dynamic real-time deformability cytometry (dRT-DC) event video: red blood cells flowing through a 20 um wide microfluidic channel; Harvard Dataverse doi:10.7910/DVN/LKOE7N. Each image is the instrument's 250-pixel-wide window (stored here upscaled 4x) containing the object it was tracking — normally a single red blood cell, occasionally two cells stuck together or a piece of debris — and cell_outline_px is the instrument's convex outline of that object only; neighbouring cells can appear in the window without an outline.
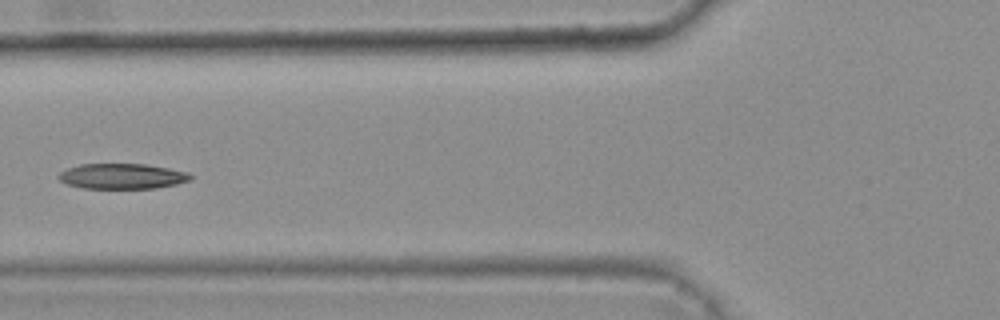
{"species": "common noctule bat (a hibernating species)", "species_latin": "Nyctalus noctula", "temperature_condition": "warm", "stored_images_in_passage": 6, "camera_frame_rate_fps": 3000, "um_per_image_px": 0.085, "animal": {"sex": "female", "body_mass_g": 25.1}, "frame": {"image": 1, "passage_image": 6, "time_ms": 1.667, "image_size_px": [1000, 320], "cell_outline_px": [[192, 180], [176, 184], [156, 188], [84, 188], [68, 184], [60, 180], [56, 176], [60, 172], [68, 168], [80, 164], [144, 164], [168, 168], [188, 172], [192, 176]], "centroid_in_image_um": [10.39, 14.98], "position_along_channel_um": 115.4, "area_um2": 19.42}}